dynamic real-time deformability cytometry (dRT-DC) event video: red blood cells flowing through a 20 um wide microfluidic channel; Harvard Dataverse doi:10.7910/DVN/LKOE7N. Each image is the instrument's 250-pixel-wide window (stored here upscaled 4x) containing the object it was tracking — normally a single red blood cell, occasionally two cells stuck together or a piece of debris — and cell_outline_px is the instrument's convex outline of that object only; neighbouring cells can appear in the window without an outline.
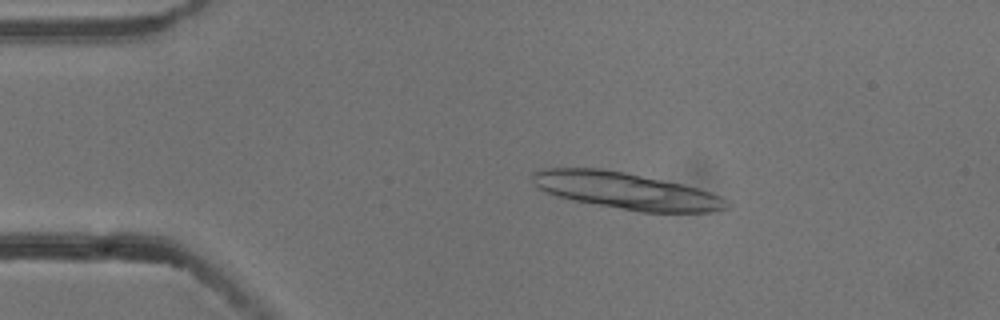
{"species": "common noctule bat (a hibernating species)", "species_latin": "Nyctalus noctula", "temperature_condition": "cold", "stored_images_in_passage": 7, "segment_of_instrument_passage": [1, 2], "camera_frame_rate_fps": 3000, "um_per_image_px": 0.085, "animal": {"sex": "male", "body_mass_g": 13.3}, "frame": {"image": 1, "passage_image": 3, "time_ms": 0.667, "image_size_px": [1000, 320], "cell_outline_px": [[732, 204], [728, 208], [712, 212], [640, 212], [572, 200], [556, 196], [544, 192], [532, 180], [532, 172], [544, 168], [600, 168], [624, 172], [684, 184], [720, 196], [728, 200]], "centroid_in_image_um": [53.23, 16.22], "position_along_channel_um": 31.8, "area_um2": 41.5}}